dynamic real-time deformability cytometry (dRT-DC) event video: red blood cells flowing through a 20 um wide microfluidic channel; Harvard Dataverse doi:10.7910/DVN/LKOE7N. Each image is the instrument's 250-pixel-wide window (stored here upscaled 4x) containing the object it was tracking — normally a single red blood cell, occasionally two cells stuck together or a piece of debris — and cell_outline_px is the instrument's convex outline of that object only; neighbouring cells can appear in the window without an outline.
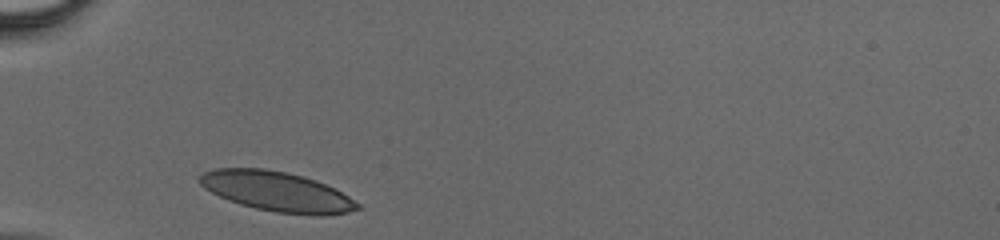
{"species": "human", "species_latin": "Homo sapiens", "temperature_condition": "cold", "stored_images_in_passage": 24, "camera_frame_rate_fps": 3000, "um_per_image_px": 0.085, "donor": {"sex": "male"}, "frame": {"image": 1, "passage_image": 1, "time_ms": 0.0, "image_size_px": [1000, 240], "cell_outline_px": [[360, 208], [348, 212], [324, 216], [316, 216], [276, 212], [256, 208], [240, 204], [228, 200], [204, 188], [200, 184], [200, 176], [204, 172], [216, 168], [264, 168], [288, 172], [316, 180], [348, 196], [360, 204]], "centroid_in_image_um": [23.54, 16.28], "position_along_channel_um": 61.5, "area_um2": 36.41}}
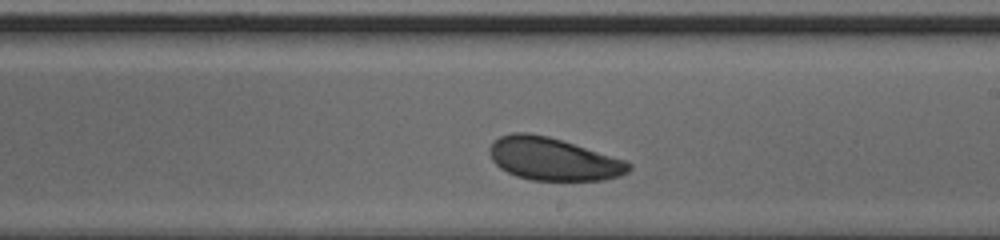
{"frame": {"image": 2, "passage_image": 14, "time_ms": 4.333, "image_size_px": [1000, 240], "cell_outline_px": [[632, 168], [628, 172], [620, 176], [604, 180], [532, 180], [516, 176], [500, 168], [492, 160], [488, 152], [488, 148], [492, 140], [500, 136], [512, 132], [528, 132], [548, 136], [624, 160], [632, 164]], "centroid_in_image_um": [46.97, 13.51], "position_along_channel_um": 242.0, "area_um2": 34.62}}
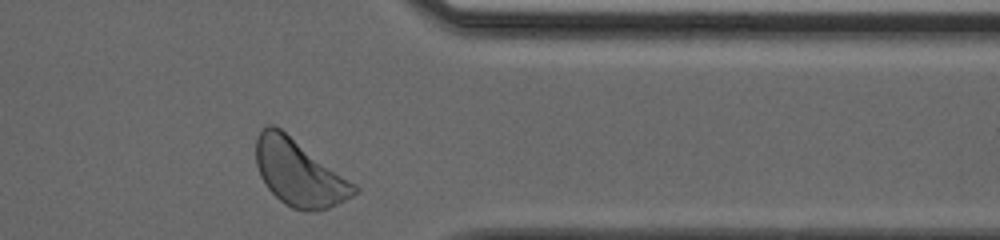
{"frame": {"image": 3, "passage_image": 24, "time_ms": 7.667, "image_size_px": [1000, 240], "cell_outline_px": [[360, 192], [328, 208], [316, 212], [304, 212], [292, 208], [284, 204], [268, 188], [260, 176], [256, 164], [256, 136], [268, 124], [272, 124], [280, 128], [356, 184], [360, 188]], "centroid_in_image_um": [25.43, 14.72], "position_along_channel_um": 386.0, "area_um2": 37.86}}